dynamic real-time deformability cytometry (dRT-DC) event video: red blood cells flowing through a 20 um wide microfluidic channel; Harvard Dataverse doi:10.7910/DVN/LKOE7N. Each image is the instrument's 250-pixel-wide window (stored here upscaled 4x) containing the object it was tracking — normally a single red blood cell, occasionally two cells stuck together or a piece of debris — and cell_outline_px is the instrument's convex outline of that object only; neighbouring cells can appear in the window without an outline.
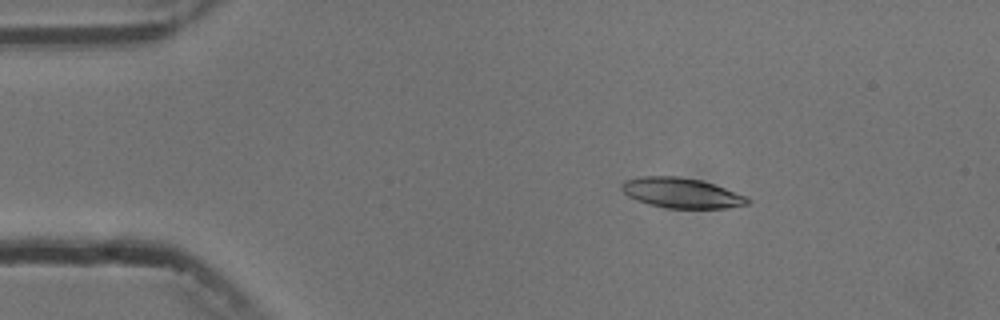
{"species": "common noctule bat (a hibernating species)", "species_latin": "Nyctalus noctula", "temperature_condition": "cold", "stored_images_in_passage": 5, "camera_frame_rate_fps": 3000, "um_per_image_px": 0.085, "animal": {"sex": "male", "body_mass_g": 13.3}, "frame": {"image": 1, "passage_image": 3, "time_ms": 2.333, "image_size_px": [1000, 320], "cell_outline_px": [[752, 200], [748, 204], [724, 208], [668, 208], [648, 204], [636, 200], [628, 196], [620, 188], [620, 184], [624, 180], [640, 176], [676, 176], [700, 180], [724, 188], [744, 196]], "centroid_in_image_um": [57.86, 16.4], "position_along_channel_um": 27.1, "area_um2": 21.96}}